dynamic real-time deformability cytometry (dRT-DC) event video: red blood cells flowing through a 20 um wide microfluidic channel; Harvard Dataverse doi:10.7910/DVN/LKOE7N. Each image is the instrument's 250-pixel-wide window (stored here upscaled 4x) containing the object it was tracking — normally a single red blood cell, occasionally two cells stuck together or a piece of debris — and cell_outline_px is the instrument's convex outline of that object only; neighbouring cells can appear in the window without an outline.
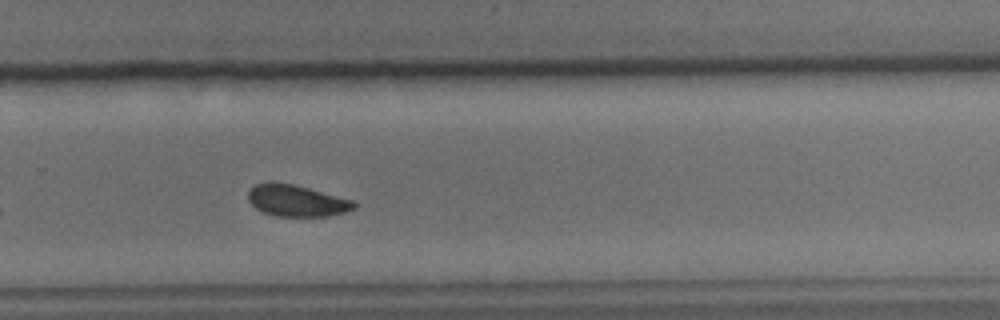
{"species": "common noctule bat (a hibernating species)", "species_latin": "Nyctalus noctula", "temperature_condition": "cold", "stored_images_in_passage": 38, "camera_frame_rate_fps": 3000, "um_per_image_px": 0.085, "animal": {"sex": "male", "body_mass_g": 15.6}, "frame": {"image": 1, "passage_image": 22, "time_ms": 7.0, "image_size_px": [1000, 320], "cell_outline_px": [[356, 208], [344, 212], [328, 216], [276, 216], [264, 212], [256, 208], [248, 200], [248, 188], [256, 184], [268, 180], [272, 180], [292, 184], [308, 188], [352, 200], [356, 204]], "centroid_in_image_um": [25.15, 17.03], "position_along_channel_um": 304.7, "area_um2": 19.54}, "authors_computed_cell_mechanics": {"area_um2": 19.8543, "velocity_mm_per_s": 3.8955, "shape_relaxation_time_tau1_ms": 2.8116, "shape_relaxation_time_tau2_ms": 3.977, "deformation_change_tau1": 0.0728, "deformation_change_tau2": 0.0654}}